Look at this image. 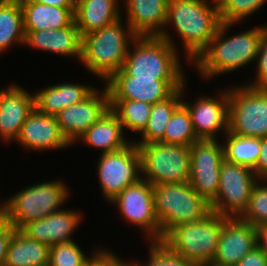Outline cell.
I'll list each match as a JSON object with an SVG mask.
<instances>
[{
  "mask_svg": "<svg viewBox=\"0 0 267 266\" xmlns=\"http://www.w3.org/2000/svg\"><path fill=\"white\" fill-rule=\"evenodd\" d=\"M230 26H233V23L221 22L209 46L193 62L203 77L210 79L256 60L262 34L267 26H257L223 39Z\"/></svg>",
  "mask_w": 267,
  "mask_h": 266,
  "instance_id": "obj_1",
  "label": "cell"
},
{
  "mask_svg": "<svg viewBox=\"0 0 267 266\" xmlns=\"http://www.w3.org/2000/svg\"><path fill=\"white\" fill-rule=\"evenodd\" d=\"M169 0L166 26L171 23L183 40L186 59L192 63L209 46L221 24L217 1Z\"/></svg>",
  "mask_w": 267,
  "mask_h": 266,
  "instance_id": "obj_2",
  "label": "cell"
},
{
  "mask_svg": "<svg viewBox=\"0 0 267 266\" xmlns=\"http://www.w3.org/2000/svg\"><path fill=\"white\" fill-rule=\"evenodd\" d=\"M123 27L120 18L82 37L80 61L87 67L86 69L103 78L105 82L122 69L129 43L137 37L129 25L127 29Z\"/></svg>",
  "mask_w": 267,
  "mask_h": 266,
  "instance_id": "obj_3",
  "label": "cell"
},
{
  "mask_svg": "<svg viewBox=\"0 0 267 266\" xmlns=\"http://www.w3.org/2000/svg\"><path fill=\"white\" fill-rule=\"evenodd\" d=\"M227 218L211 212L200 221L175 226L161 242L188 261L209 266L216 255L223 222Z\"/></svg>",
  "mask_w": 267,
  "mask_h": 266,
  "instance_id": "obj_4",
  "label": "cell"
},
{
  "mask_svg": "<svg viewBox=\"0 0 267 266\" xmlns=\"http://www.w3.org/2000/svg\"><path fill=\"white\" fill-rule=\"evenodd\" d=\"M153 198L161 241L175 226L200 221L212 212L189 182L154 185Z\"/></svg>",
  "mask_w": 267,
  "mask_h": 266,
  "instance_id": "obj_5",
  "label": "cell"
},
{
  "mask_svg": "<svg viewBox=\"0 0 267 266\" xmlns=\"http://www.w3.org/2000/svg\"><path fill=\"white\" fill-rule=\"evenodd\" d=\"M122 70L136 78H185L176 49L159 36H137L131 41Z\"/></svg>",
  "mask_w": 267,
  "mask_h": 266,
  "instance_id": "obj_6",
  "label": "cell"
},
{
  "mask_svg": "<svg viewBox=\"0 0 267 266\" xmlns=\"http://www.w3.org/2000/svg\"><path fill=\"white\" fill-rule=\"evenodd\" d=\"M68 191L65 184L58 180L29 186L4 203L5 218L15 229L20 230L29 222L60 210L70 194Z\"/></svg>",
  "mask_w": 267,
  "mask_h": 266,
  "instance_id": "obj_7",
  "label": "cell"
},
{
  "mask_svg": "<svg viewBox=\"0 0 267 266\" xmlns=\"http://www.w3.org/2000/svg\"><path fill=\"white\" fill-rule=\"evenodd\" d=\"M141 155L142 179L150 184L189 182L191 173L190 147L152 142L136 144Z\"/></svg>",
  "mask_w": 267,
  "mask_h": 266,
  "instance_id": "obj_8",
  "label": "cell"
},
{
  "mask_svg": "<svg viewBox=\"0 0 267 266\" xmlns=\"http://www.w3.org/2000/svg\"><path fill=\"white\" fill-rule=\"evenodd\" d=\"M228 133L237 136L267 137V89L249 86L228 89Z\"/></svg>",
  "mask_w": 267,
  "mask_h": 266,
  "instance_id": "obj_9",
  "label": "cell"
},
{
  "mask_svg": "<svg viewBox=\"0 0 267 266\" xmlns=\"http://www.w3.org/2000/svg\"><path fill=\"white\" fill-rule=\"evenodd\" d=\"M257 180L253 170L224 159L219 176V191L216 200L210 205L211 211L228 218L240 217L248 207Z\"/></svg>",
  "mask_w": 267,
  "mask_h": 266,
  "instance_id": "obj_10",
  "label": "cell"
},
{
  "mask_svg": "<svg viewBox=\"0 0 267 266\" xmlns=\"http://www.w3.org/2000/svg\"><path fill=\"white\" fill-rule=\"evenodd\" d=\"M97 171L103 195L112 201L129 185L142 179L138 146L133 141L118 151L102 153Z\"/></svg>",
  "mask_w": 267,
  "mask_h": 266,
  "instance_id": "obj_11",
  "label": "cell"
},
{
  "mask_svg": "<svg viewBox=\"0 0 267 266\" xmlns=\"http://www.w3.org/2000/svg\"><path fill=\"white\" fill-rule=\"evenodd\" d=\"M223 145L216 140H198L190 146L189 184L209 205L217 198L224 161Z\"/></svg>",
  "mask_w": 267,
  "mask_h": 266,
  "instance_id": "obj_12",
  "label": "cell"
},
{
  "mask_svg": "<svg viewBox=\"0 0 267 266\" xmlns=\"http://www.w3.org/2000/svg\"><path fill=\"white\" fill-rule=\"evenodd\" d=\"M185 78H136L127 75L122 69L115 72L107 81L109 99H127L149 104L169 98L183 87Z\"/></svg>",
  "mask_w": 267,
  "mask_h": 266,
  "instance_id": "obj_13",
  "label": "cell"
},
{
  "mask_svg": "<svg viewBox=\"0 0 267 266\" xmlns=\"http://www.w3.org/2000/svg\"><path fill=\"white\" fill-rule=\"evenodd\" d=\"M110 202L117 204L125 220L145 230L150 242L161 241V227L155 214L152 184L140 179Z\"/></svg>",
  "mask_w": 267,
  "mask_h": 266,
  "instance_id": "obj_14",
  "label": "cell"
},
{
  "mask_svg": "<svg viewBox=\"0 0 267 266\" xmlns=\"http://www.w3.org/2000/svg\"><path fill=\"white\" fill-rule=\"evenodd\" d=\"M110 108L107 87L102 93L94 89L81 102L68 106L57 115V123L63 136L70 143L78 140L87 129Z\"/></svg>",
  "mask_w": 267,
  "mask_h": 266,
  "instance_id": "obj_15",
  "label": "cell"
},
{
  "mask_svg": "<svg viewBox=\"0 0 267 266\" xmlns=\"http://www.w3.org/2000/svg\"><path fill=\"white\" fill-rule=\"evenodd\" d=\"M257 243V228L239 217L223 222L216 255L209 266H236Z\"/></svg>",
  "mask_w": 267,
  "mask_h": 266,
  "instance_id": "obj_16",
  "label": "cell"
},
{
  "mask_svg": "<svg viewBox=\"0 0 267 266\" xmlns=\"http://www.w3.org/2000/svg\"><path fill=\"white\" fill-rule=\"evenodd\" d=\"M182 103L188 109L193 129L199 140H216L219 130L228 132L229 95L228 90L221 92L220 98L199 97L195 103Z\"/></svg>",
  "mask_w": 267,
  "mask_h": 266,
  "instance_id": "obj_17",
  "label": "cell"
},
{
  "mask_svg": "<svg viewBox=\"0 0 267 266\" xmlns=\"http://www.w3.org/2000/svg\"><path fill=\"white\" fill-rule=\"evenodd\" d=\"M168 1L125 0L127 24L137 36H159L174 47L168 31L164 30Z\"/></svg>",
  "mask_w": 267,
  "mask_h": 266,
  "instance_id": "obj_18",
  "label": "cell"
},
{
  "mask_svg": "<svg viewBox=\"0 0 267 266\" xmlns=\"http://www.w3.org/2000/svg\"><path fill=\"white\" fill-rule=\"evenodd\" d=\"M16 141L26 149H62L70 145L60 131L56 116L39 112L36 108L21 127Z\"/></svg>",
  "mask_w": 267,
  "mask_h": 266,
  "instance_id": "obj_19",
  "label": "cell"
},
{
  "mask_svg": "<svg viewBox=\"0 0 267 266\" xmlns=\"http://www.w3.org/2000/svg\"><path fill=\"white\" fill-rule=\"evenodd\" d=\"M35 109V95L18 85L0 91V136L3 140H16L21 127Z\"/></svg>",
  "mask_w": 267,
  "mask_h": 266,
  "instance_id": "obj_20",
  "label": "cell"
},
{
  "mask_svg": "<svg viewBox=\"0 0 267 266\" xmlns=\"http://www.w3.org/2000/svg\"><path fill=\"white\" fill-rule=\"evenodd\" d=\"M80 212L60 209L45 218L31 221L20 231L28 238L51 247L55 244L72 241L70 238L81 220Z\"/></svg>",
  "mask_w": 267,
  "mask_h": 266,
  "instance_id": "obj_21",
  "label": "cell"
},
{
  "mask_svg": "<svg viewBox=\"0 0 267 266\" xmlns=\"http://www.w3.org/2000/svg\"><path fill=\"white\" fill-rule=\"evenodd\" d=\"M24 45L81 59L82 36L75 21L56 30L25 31Z\"/></svg>",
  "mask_w": 267,
  "mask_h": 266,
  "instance_id": "obj_22",
  "label": "cell"
},
{
  "mask_svg": "<svg viewBox=\"0 0 267 266\" xmlns=\"http://www.w3.org/2000/svg\"><path fill=\"white\" fill-rule=\"evenodd\" d=\"M118 0H76L74 18L81 36L120 19Z\"/></svg>",
  "mask_w": 267,
  "mask_h": 266,
  "instance_id": "obj_23",
  "label": "cell"
},
{
  "mask_svg": "<svg viewBox=\"0 0 267 266\" xmlns=\"http://www.w3.org/2000/svg\"><path fill=\"white\" fill-rule=\"evenodd\" d=\"M23 10L24 31L56 30L70 26L75 7H57L38 2H20Z\"/></svg>",
  "mask_w": 267,
  "mask_h": 266,
  "instance_id": "obj_24",
  "label": "cell"
},
{
  "mask_svg": "<svg viewBox=\"0 0 267 266\" xmlns=\"http://www.w3.org/2000/svg\"><path fill=\"white\" fill-rule=\"evenodd\" d=\"M79 140L96 149L101 148L102 153L118 151L130 143L126 142L122 124L110 108L87 129Z\"/></svg>",
  "mask_w": 267,
  "mask_h": 266,
  "instance_id": "obj_25",
  "label": "cell"
},
{
  "mask_svg": "<svg viewBox=\"0 0 267 266\" xmlns=\"http://www.w3.org/2000/svg\"><path fill=\"white\" fill-rule=\"evenodd\" d=\"M95 88L86 85L63 83L35 93V108L47 115L56 116L68 106L81 102Z\"/></svg>",
  "mask_w": 267,
  "mask_h": 266,
  "instance_id": "obj_26",
  "label": "cell"
},
{
  "mask_svg": "<svg viewBox=\"0 0 267 266\" xmlns=\"http://www.w3.org/2000/svg\"><path fill=\"white\" fill-rule=\"evenodd\" d=\"M50 247L15 230L7 247L4 266H48Z\"/></svg>",
  "mask_w": 267,
  "mask_h": 266,
  "instance_id": "obj_27",
  "label": "cell"
},
{
  "mask_svg": "<svg viewBox=\"0 0 267 266\" xmlns=\"http://www.w3.org/2000/svg\"><path fill=\"white\" fill-rule=\"evenodd\" d=\"M176 90L169 98L156 102L152 105L148 124L141 133L142 140L135 144H148L159 142L163 138V133L167 123L169 122L174 110L182 103L184 87ZM182 94V95H181Z\"/></svg>",
  "mask_w": 267,
  "mask_h": 266,
  "instance_id": "obj_28",
  "label": "cell"
},
{
  "mask_svg": "<svg viewBox=\"0 0 267 266\" xmlns=\"http://www.w3.org/2000/svg\"><path fill=\"white\" fill-rule=\"evenodd\" d=\"M14 41L25 43L20 0H0V53L11 46Z\"/></svg>",
  "mask_w": 267,
  "mask_h": 266,
  "instance_id": "obj_29",
  "label": "cell"
},
{
  "mask_svg": "<svg viewBox=\"0 0 267 266\" xmlns=\"http://www.w3.org/2000/svg\"><path fill=\"white\" fill-rule=\"evenodd\" d=\"M226 142L223 145L226 161L255 169L260 156L261 138L237 136L226 133Z\"/></svg>",
  "mask_w": 267,
  "mask_h": 266,
  "instance_id": "obj_30",
  "label": "cell"
},
{
  "mask_svg": "<svg viewBox=\"0 0 267 266\" xmlns=\"http://www.w3.org/2000/svg\"><path fill=\"white\" fill-rule=\"evenodd\" d=\"M110 109L119 118L122 127L142 133L146 128L152 104L127 99H109Z\"/></svg>",
  "mask_w": 267,
  "mask_h": 266,
  "instance_id": "obj_31",
  "label": "cell"
},
{
  "mask_svg": "<svg viewBox=\"0 0 267 266\" xmlns=\"http://www.w3.org/2000/svg\"><path fill=\"white\" fill-rule=\"evenodd\" d=\"M198 140L193 129L190 113L186 106L181 103L171 115L165 127L163 138L159 142L190 147Z\"/></svg>",
  "mask_w": 267,
  "mask_h": 266,
  "instance_id": "obj_32",
  "label": "cell"
},
{
  "mask_svg": "<svg viewBox=\"0 0 267 266\" xmlns=\"http://www.w3.org/2000/svg\"><path fill=\"white\" fill-rule=\"evenodd\" d=\"M221 22L239 23L257 11L267 0H216Z\"/></svg>",
  "mask_w": 267,
  "mask_h": 266,
  "instance_id": "obj_33",
  "label": "cell"
},
{
  "mask_svg": "<svg viewBox=\"0 0 267 266\" xmlns=\"http://www.w3.org/2000/svg\"><path fill=\"white\" fill-rule=\"evenodd\" d=\"M92 257H86L72 240L50 247L48 266H85Z\"/></svg>",
  "mask_w": 267,
  "mask_h": 266,
  "instance_id": "obj_34",
  "label": "cell"
},
{
  "mask_svg": "<svg viewBox=\"0 0 267 266\" xmlns=\"http://www.w3.org/2000/svg\"><path fill=\"white\" fill-rule=\"evenodd\" d=\"M259 182L258 180L251 192L247 209L239 217L256 228L267 224V186Z\"/></svg>",
  "mask_w": 267,
  "mask_h": 266,
  "instance_id": "obj_35",
  "label": "cell"
},
{
  "mask_svg": "<svg viewBox=\"0 0 267 266\" xmlns=\"http://www.w3.org/2000/svg\"><path fill=\"white\" fill-rule=\"evenodd\" d=\"M149 261L147 264H141L139 261L134 263V266H198L197 264L188 261L184 257L173 253L161 241L150 242Z\"/></svg>",
  "mask_w": 267,
  "mask_h": 266,
  "instance_id": "obj_36",
  "label": "cell"
},
{
  "mask_svg": "<svg viewBox=\"0 0 267 266\" xmlns=\"http://www.w3.org/2000/svg\"><path fill=\"white\" fill-rule=\"evenodd\" d=\"M256 60L258 63L257 79L247 86L257 89H267V29L262 34Z\"/></svg>",
  "mask_w": 267,
  "mask_h": 266,
  "instance_id": "obj_37",
  "label": "cell"
},
{
  "mask_svg": "<svg viewBox=\"0 0 267 266\" xmlns=\"http://www.w3.org/2000/svg\"><path fill=\"white\" fill-rule=\"evenodd\" d=\"M15 230L6 218L0 221V266H4L7 247Z\"/></svg>",
  "mask_w": 267,
  "mask_h": 266,
  "instance_id": "obj_38",
  "label": "cell"
},
{
  "mask_svg": "<svg viewBox=\"0 0 267 266\" xmlns=\"http://www.w3.org/2000/svg\"><path fill=\"white\" fill-rule=\"evenodd\" d=\"M236 266H267V254L256 246L243 256Z\"/></svg>",
  "mask_w": 267,
  "mask_h": 266,
  "instance_id": "obj_39",
  "label": "cell"
},
{
  "mask_svg": "<svg viewBox=\"0 0 267 266\" xmlns=\"http://www.w3.org/2000/svg\"><path fill=\"white\" fill-rule=\"evenodd\" d=\"M253 171L259 180H267V137L261 138L260 156Z\"/></svg>",
  "mask_w": 267,
  "mask_h": 266,
  "instance_id": "obj_40",
  "label": "cell"
},
{
  "mask_svg": "<svg viewBox=\"0 0 267 266\" xmlns=\"http://www.w3.org/2000/svg\"><path fill=\"white\" fill-rule=\"evenodd\" d=\"M113 252L102 250V266H134L133 262H125L114 256Z\"/></svg>",
  "mask_w": 267,
  "mask_h": 266,
  "instance_id": "obj_41",
  "label": "cell"
},
{
  "mask_svg": "<svg viewBox=\"0 0 267 266\" xmlns=\"http://www.w3.org/2000/svg\"><path fill=\"white\" fill-rule=\"evenodd\" d=\"M20 2H38L57 7H75L76 0H20Z\"/></svg>",
  "mask_w": 267,
  "mask_h": 266,
  "instance_id": "obj_42",
  "label": "cell"
},
{
  "mask_svg": "<svg viewBox=\"0 0 267 266\" xmlns=\"http://www.w3.org/2000/svg\"><path fill=\"white\" fill-rule=\"evenodd\" d=\"M258 246L267 254V224L257 228Z\"/></svg>",
  "mask_w": 267,
  "mask_h": 266,
  "instance_id": "obj_43",
  "label": "cell"
},
{
  "mask_svg": "<svg viewBox=\"0 0 267 266\" xmlns=\"http://www.w3.org/2000/svg\"><path fill=\"white\" fill-rule=\"evenodd\" d=\"M85 266H102V250L95 251L93 257Z\"/></svg>",
  "mask_w": 267,
  "mask_h": 266,
  "instance_id": "obj_44",
  "label": "cell"
},
{
  "mask_svg": "<svg viewBox=\"0 0 267 266\" xmlns=\"http://www.w3.org/2000/svg\"><path fill=\"white\" fill-rule=\"evenodd\" d=\"M5 218V204L1 205L0 204V221Z\"/></svg>",
  "mask_w": 267,
  "mask_h": 266,
  "instance_id": "obj_45",
  "label": "cell"
}]
</instances>
